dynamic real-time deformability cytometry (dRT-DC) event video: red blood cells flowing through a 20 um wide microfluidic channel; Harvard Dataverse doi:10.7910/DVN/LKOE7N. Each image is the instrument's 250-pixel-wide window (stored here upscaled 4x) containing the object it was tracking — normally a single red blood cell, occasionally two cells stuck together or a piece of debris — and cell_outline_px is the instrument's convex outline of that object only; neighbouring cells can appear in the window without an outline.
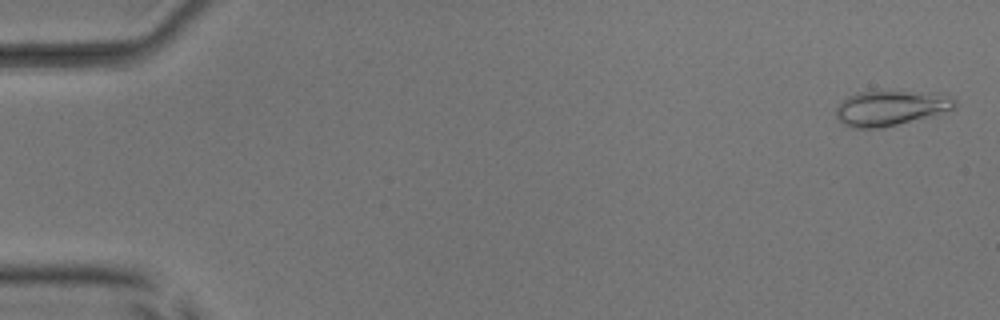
{"species": "common noctule bat (a hibernating species)", "species_latin": "Nyctalus noctula", "temperature_condition": "room temperature", "stored_images_in_passage": 52, "camera_frame_rate_fps": 3000, "um_per_image_px": 0.085, "animal": {"sex": "male", "body_mass_g": 17.9, "forearm_length_mm": 54.2}, "frame": {"image": 1, "passage_image": 2, "time_ms": 0.333, "image_size_px": [1000, 320], "cell_outline_px": [[956, 108], [928, 116], [884, 128], [852, 128], [844, 124], [836, 116], [836, 108], [848, 96], [856, 92], [936, 92], [952, 96], [956, 100]], "centroid_in_image_um": [75.73, 9.18], "position_along_channel_um": 9.3, "area_um2": 24.1}}
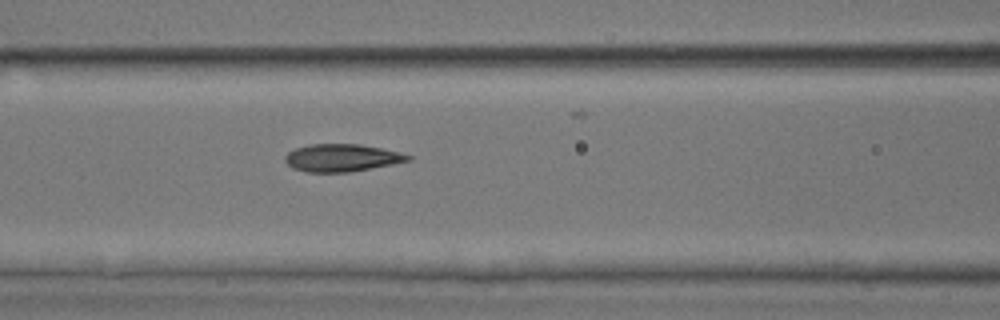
{"frame": {"image": 2, "passage_image": 23, "time_ms": 7.333, "image_size_px": [1000, 320], "cell_outline_px": [[412, 160], [392, 164], [348, 172], [308, 172], [292, 168], [284, 160], [284, 156], [288, 152], [296, 148], [308, 144], [360, 144], [400, 152], [412, 156]], "centroid_in_image_um": [29.03, 13.41], "position_along_channel_um": 137.6, "area_um2": 19.65}}
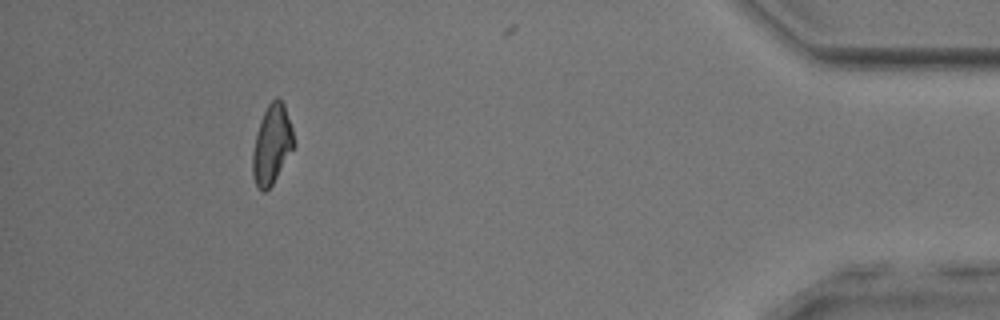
{"frame": {"image": 3, "passage_image": 48, "time_ms": 15.667, "image_size_px": [1000, 320], "cell_outline_px": [[296, 144], [272, 184], [264, 192], [256, 184], [252, 176], [252, 152], [256, 132], [260, 120], [268, 104], [276, 96], [284, 104], [292, 128]], "centroid_in_image_um": [23.1, 12.26], "position_along_channel_um": 412.1, "area_um2": 18.96}, "authors_computed_cell_mechanics": {"area_um2": 19.6809, "velocity_mm_per_s": 3.9913, "shape_relaxation_time_tau1_ms": 6.4741, "shape_relaxation_time_tau2_ms": 2.2484, "deformation_change_tau1": 0.1684, "deformation_change_tau2": 0.0909}}